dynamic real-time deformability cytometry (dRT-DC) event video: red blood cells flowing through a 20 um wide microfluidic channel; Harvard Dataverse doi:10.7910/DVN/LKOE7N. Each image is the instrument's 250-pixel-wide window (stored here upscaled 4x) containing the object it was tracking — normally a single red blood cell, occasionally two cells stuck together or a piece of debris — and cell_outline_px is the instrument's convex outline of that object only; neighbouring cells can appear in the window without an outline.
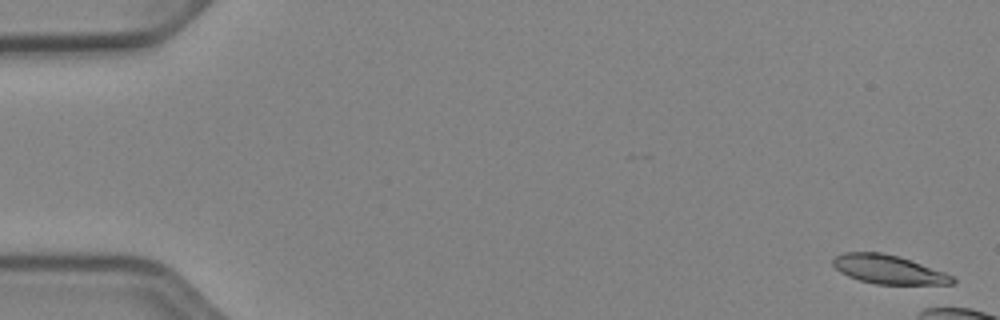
{"species": "Egyptian fruit bat (a non-hibernating species)", "species_latin": "Rousettus aegyptiacus", "temperature_condition": "cold", "stored_images_in_passage": 3, "camera_frame_rate_fps": 3000, "um_per_image_px": 0.085, "animal": {"sex": "female"}, "frame": {"image": 1, "passage_image": 2, "time_ms": 0.333, "image_size_px": [1000, 320], "cell_outline_px": [[956, 284], [876, 284], [860, 280], [848, 276], [840, 272], [832, 264], [832, 260], [836, 256], [844, 252], [880, 252], [900, 256], [944, 272], [952, 276], [956, 280]], "centroid_in_image_um": [75.52, 22.9], "position_along_channel_um": 9.5, "area_um2": 20.0}}